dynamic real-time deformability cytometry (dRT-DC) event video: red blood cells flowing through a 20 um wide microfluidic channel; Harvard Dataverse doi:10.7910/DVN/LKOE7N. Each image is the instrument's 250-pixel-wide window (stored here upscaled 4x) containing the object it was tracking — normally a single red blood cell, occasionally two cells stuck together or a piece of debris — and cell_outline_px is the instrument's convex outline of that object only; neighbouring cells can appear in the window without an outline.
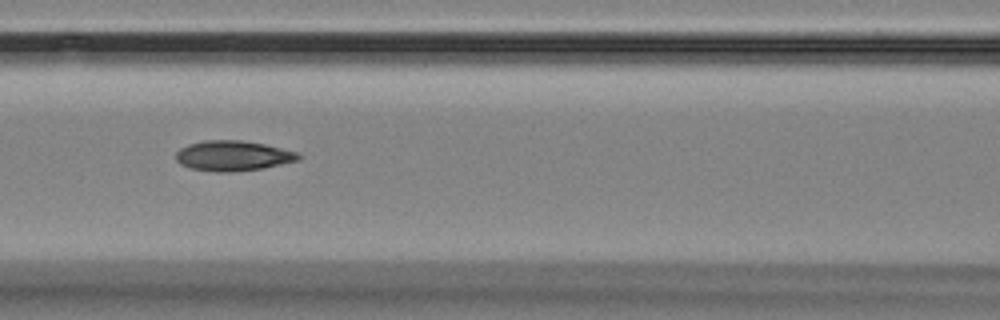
{"species": "Egyptian fruit bat (a non-hibernating species)", "species_latin": "Rousettus aegyptiacus", "temperature_condition": "room temperature", "stored_images_in_passage": 9, "camera_frame_rate_fps": 3000, "um_per_image_px": 0.085, "animal": {"sex": "female"}, "frame": {"image": 1, "passage_image": 7, "time_ms": 7.0, "image_size_px": [1000, 320], "cell_outline_px": [[304, 156], [300, 160], [264, 168], [228, 172], [216, 172], [192, 168], [180, 164], [176, 160], [176, 152], [180, 148], [188, 144], [204, 140], [240, 140], [264, 144], [296, 152]], "centroid_in_image_um": [19.81, 13.24], "position_along_channel_um": 146.8, "area_um2": 21.56}}
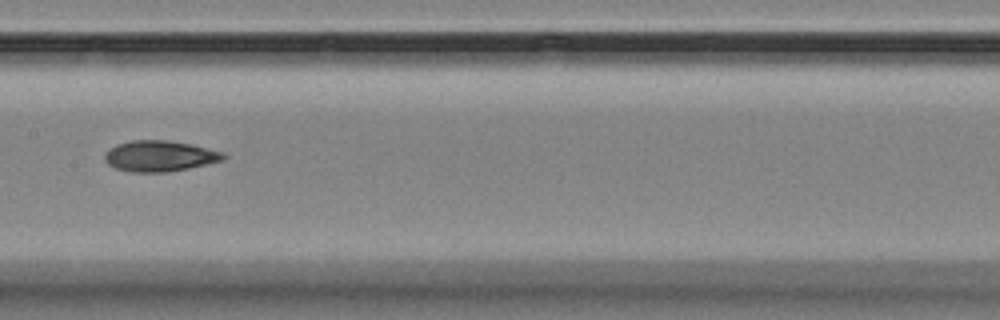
{"frame": {"image": 2, "passage_image": 8, "time_ms": 8.333, "image_size_px": [1000, 320], "cell_outline_px": [[228, 156], [224, 160], [188, 168], [164, 172], [132, 172], [116, 168], [108, 164], [104, 160], [104, 156], [116, 144], [132, 140], [168, 140], [192, 144], [224, 152]], "centroid_in_image_um": [13.61, 13.25], "position_along_channel_um": 193.8, "area_um2": 21.27}}
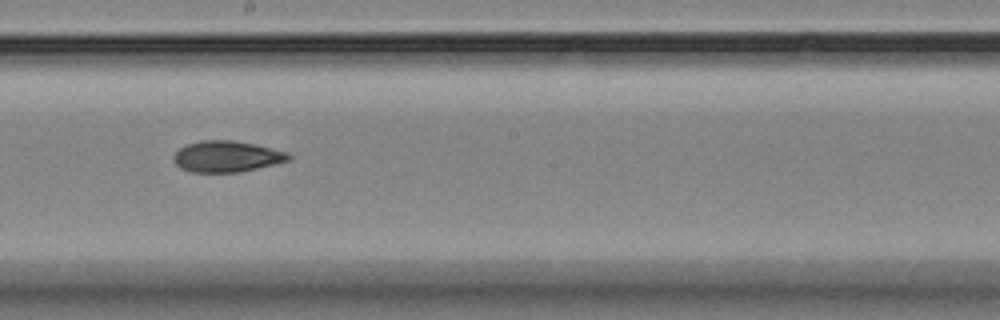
{"frame": {"image": 3, "passage_image": 9, "time_ms": 9.333, "image_size_px": [1000, 320], "cell_outline_px": [[292, 160], [240, 172], [192, 172], [180, 168], [172, 160], [172, 156], [180, 148], [188, 144], [200, 140], [232, 140], [252, 144], [288, 152], [292, 156]], "centroid_in_image_um": [19.27, 13.3], "position_along_channel_um": 228.9, "area_um2": 20.87}}